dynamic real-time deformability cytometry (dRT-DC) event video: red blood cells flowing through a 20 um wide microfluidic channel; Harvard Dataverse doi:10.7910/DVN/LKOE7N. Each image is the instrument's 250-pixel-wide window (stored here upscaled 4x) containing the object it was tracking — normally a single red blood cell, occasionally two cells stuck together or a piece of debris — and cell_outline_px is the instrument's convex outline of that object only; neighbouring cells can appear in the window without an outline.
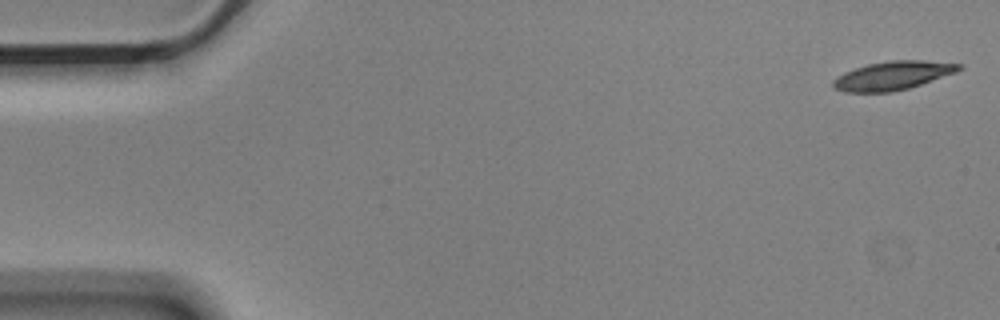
{"species": "Egyptian fruit bat (a non-hibernating species)", "species_latin": "Rousettus aegyptiacus", "temperature_condition": "cold", "stored_images_in_passage": 6, "camera_frame_rate_fps": 3000, "um_per_image_px": 0.085, "animal": {"sex": "male"}, "frame": {"image": 1, "passage_image": 1, "time_ms": 0.0, "image_size_px": [1000, 320], "cell_outline_px": [[964, 68], [956, 72], [908, 88], [892, 92], [844, 92], [836, 88], [832, 84], [832, 80], [836, 76], [844, 72], [868, 64], [892, 60], [924, 60], [964, 64]], "centroid_in_image_um": [75.89, 6.42], "position_along_channel_um": 9.1, "area_um2": 20.92}}
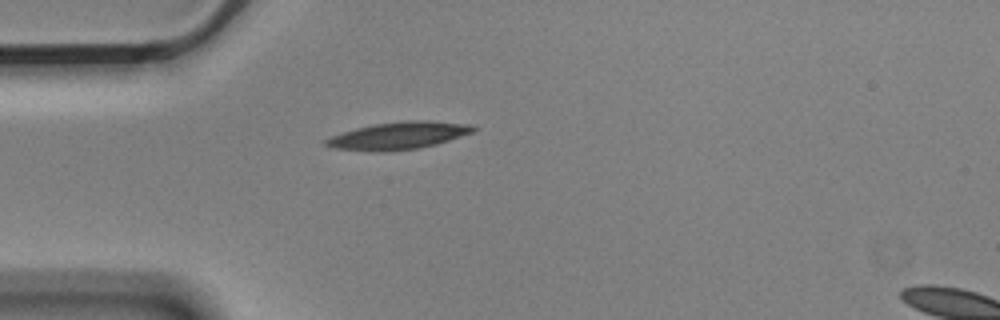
{"frame": {"image": 2, "passage_image": 5, "time_ms": 1.333, "image_size_px": [1000, 320], "cell_outline_px": [[476, 128], [472, 132], [436, 144], [416, 148], [336, 148], [324, 144], [324, 140], [332, 136], [356, 128], [372, 124], [404, 120], [428, 120], [468, 124]], "centroid_in_image_um": [33.95, 11.45], "position_along_channel_um": 51.1, "area_um2": 21.96}}